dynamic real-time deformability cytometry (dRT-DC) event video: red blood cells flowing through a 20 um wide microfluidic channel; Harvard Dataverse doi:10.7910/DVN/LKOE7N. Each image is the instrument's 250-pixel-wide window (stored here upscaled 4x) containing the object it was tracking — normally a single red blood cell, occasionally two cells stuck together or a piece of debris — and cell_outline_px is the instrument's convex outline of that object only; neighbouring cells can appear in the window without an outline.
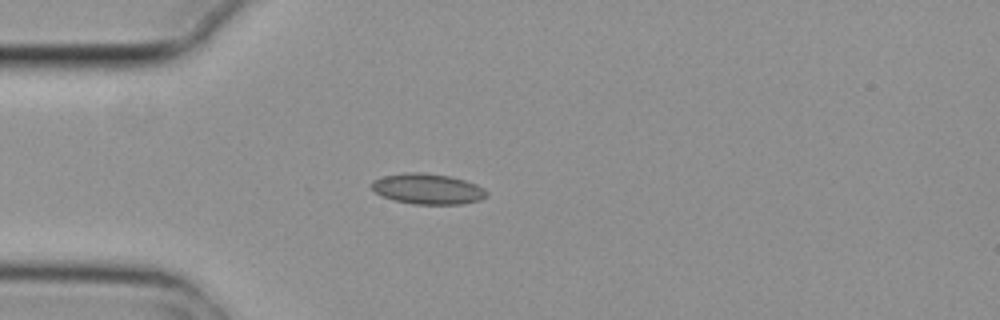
{"species": "common noctule bat (a hibernating species)", "species_latin": "Nyctalus noctula", "temperature_condition": "cold", "stored_images_in_passage": 5, "camera_frame_rate_fps": 3000, "um_per_image_px": 0.085, "animal": {"sex": "female", "body_mass_g": 29.2, "forearm_length_mm": 56.3}, "frame": {"image": 1, "passage_image": 4, "time_ms": 1.0, "image_size_px": [1000, 320], "cell_outline_px": [[488, 196], [480, 200], [460, 204], [412, 204], [392, 200], [376, 192], [372, 188], [372, 180], [384, 176], [412, 172], [420, 172], [448, 176], [464, 180], [476, 184], [484, 188], [488, 192]], "centroid_in_image_um": [36.38, 16.07], "position_along_channel_um": 48.6, "area_um2": 20.35}}